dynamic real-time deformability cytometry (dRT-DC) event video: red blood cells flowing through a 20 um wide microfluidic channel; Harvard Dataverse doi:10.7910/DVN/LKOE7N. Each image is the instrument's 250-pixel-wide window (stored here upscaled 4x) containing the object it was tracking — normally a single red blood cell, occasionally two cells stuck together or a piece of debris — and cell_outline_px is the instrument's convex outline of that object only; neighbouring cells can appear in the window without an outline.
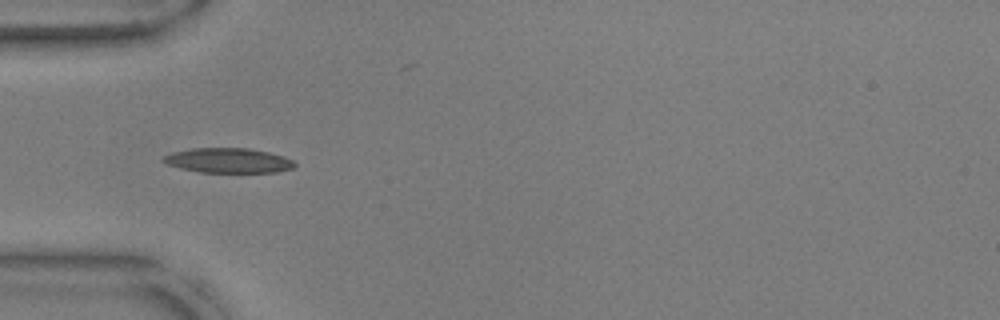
{"species": "common noctule bat (a hibernating species)", "species_latin": "Nyctalus noctula", "temperature_condition": "warm", "stored_images_in_passage": 37, "camera_frame_rate_fps": 3000, "um_per_image_px": 0.085, "animal": {"sex": "male", "body_mass_g": 17.9, "forearm_length_mm": 54.2}, "frame": {"image": 1, "passage_image": 6, "time_ms": 1.667, "image_size_px": [1000, 320], "cell_outline_px": [[296, 164], [292, 168], [276, 172], [200, 172], [180, 168], [164, 164], [160, 160], [164, 156], [172, 152], [192, 148], [248, 148], [268, 152], [284, 156], [292, 160]], "centroid_in_image_um": [19.36, 13.64], "position_along_channel_um": 65.6, "area_um2": 19.02}}
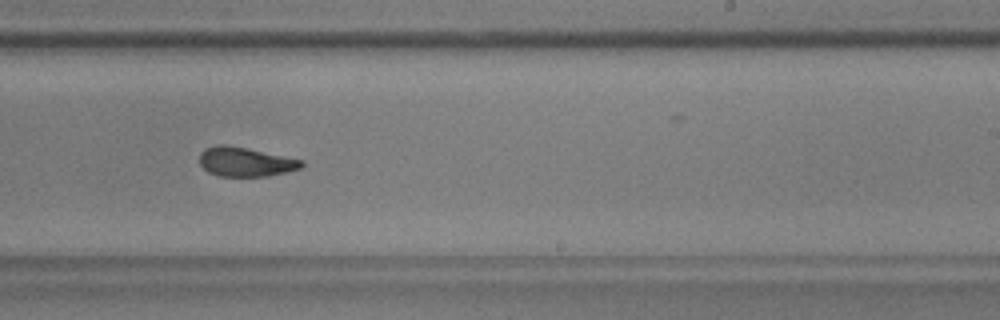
{"frame": {"image": 2, "passage_image": 22, "time_ms": 7.0, "image_size_px": [1000, 320], "cell_outline_px": [[304, 164], [300, 168], [288, 172], [268, 176], [220, 176], [208, 172], [200, 164], [200, 152], [204, 148], [216, 144], [228, 144], [304, 160]], "centroid_in_image_um": [20.86, 13.74], "position_along_channel_um": 268.1, "area_um2": 17.57}, "authors_computed_cell_mechanics": {"area_um2": 18.2648, "velocity_mm_per_s": 3.8022, "shape_relaxation_time_tau1_ms": 4.1337, "shape_relaxation_time_tau2_ms": 1.0184, "deformation_change_tau1": 0.182, "deformation_change_tau2": 0.0661}}